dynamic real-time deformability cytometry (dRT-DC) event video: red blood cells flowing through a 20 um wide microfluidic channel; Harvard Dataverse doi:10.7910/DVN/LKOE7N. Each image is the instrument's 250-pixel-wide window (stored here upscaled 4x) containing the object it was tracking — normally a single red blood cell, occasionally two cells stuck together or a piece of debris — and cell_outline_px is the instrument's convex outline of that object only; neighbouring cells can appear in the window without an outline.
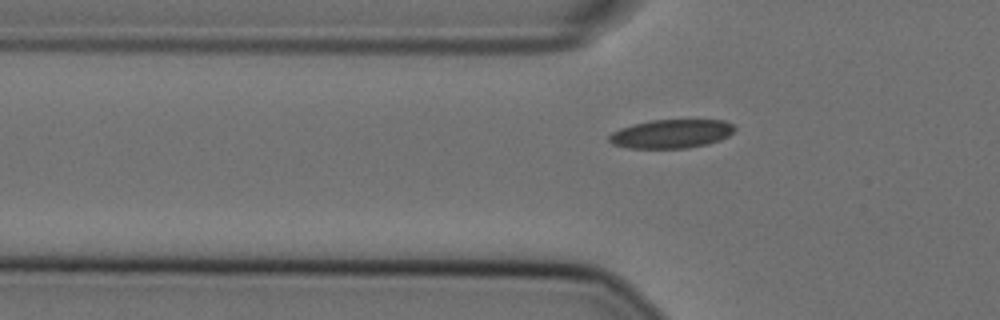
{"species": "Egyptian fruit bat (a non-hibernating species)", "species_latin": "Rousettus aegyptiacus", "temperature_condition": "cold", "stored_images_in_passage": 32, "camera_frame_rate_fps": 3000, "um_per_image_px": 0.085, "animal": {"sex": "female"}, "frame": {"image": 1, "passage_image": 6, "time_ms": 1.667, "image_size_px": [1000, 320], "cell_outline_px": [[736, 128], [728, 136], [720, 140], [708, 144], [688, 148], [628, 148], [612, 144], [608, 140], [608, 136], [612, 132], [620, 128], [632, 124], [652, 120], [724, 120], [732, 124]], "centroid_in_image_um": [57.04, 11.37], "position_along_channel_um": 68.8, "area_um2": 21.1}}
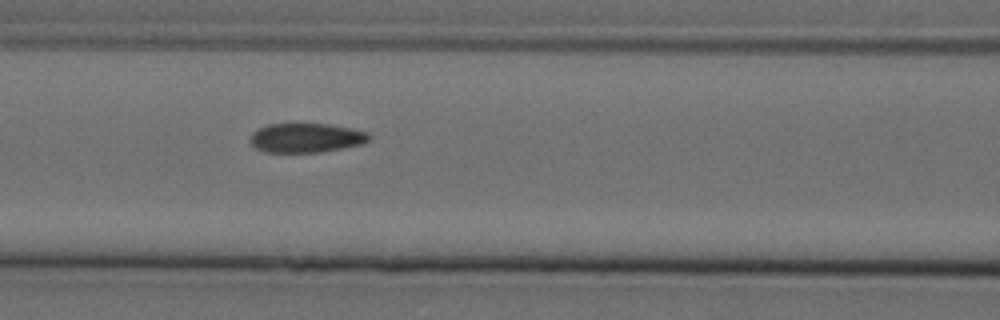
{"frame": {"image": 2, "passage_image": 12, "time_ms": 3.667, "image_size_px": [1000, 320], "cell_outline_px": [[372, 136], [368, 140], [360, 144], [320, 152], [268, 152], [256, 148], [248, 140], [252, 132], [268, 124], [328, 124], [368, 132]], "centroid_in_image_um": [25.99, 11.71], "position_along_channel_um": 140.6, "area_um2": 20.06}}
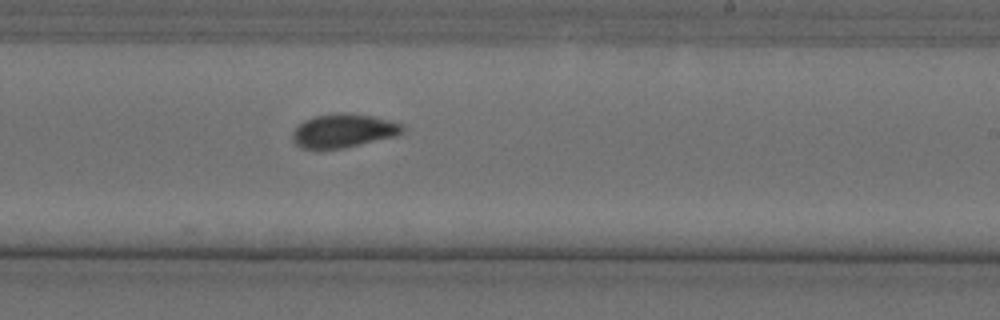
{"frame": {"image": 3, "passage_image": 22, "time_ms": 7.0, "image_size_px": [1000, 320], "cell_outline_px": [[408, 128], [404, 132], [396, 136], [344, 148], [300, 148], [292, 140], [292, 132], [304, 120], [316, 116], [344, 112], [372, 116], [392, 120], [404, 124]], "centroid_in_image_um": [29.26, 11.1], "position_along_channel_um": 259.7, "area_um2": 21.68}, "authors_computed_cell_mechanics": {"area_um2": 21.3571, "velocity_mm_per_s": 3.5928, "shape_relaxation_time_tau1_ms": 7.6357, "shape_relaxation_time_tau2_ms": 1.341, "deformation_change_tau1": 0.1378, "deformation_change_tau2": 0.0299}}